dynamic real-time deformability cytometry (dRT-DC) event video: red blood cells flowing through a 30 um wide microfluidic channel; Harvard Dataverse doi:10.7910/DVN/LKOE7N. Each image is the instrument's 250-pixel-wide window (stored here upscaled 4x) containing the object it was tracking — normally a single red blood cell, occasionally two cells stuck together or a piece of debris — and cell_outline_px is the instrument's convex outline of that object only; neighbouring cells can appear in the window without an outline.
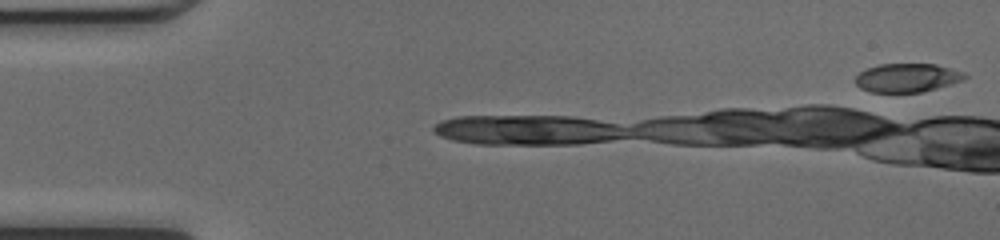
{"species": "common noctule bat (a hibernating species)", "species_latin": "Nyctalus noctula", "temperature_condition": "cold", "stored_images_in_passage": 11, "camera_frame_rate_fps": 3000, "um_per_image_px": 0.085, "animal": {"sex": "female", "body_mass_g": 17.0, "forearm_length_mm": 48.0}, "frame": {"image": 1, "passage_image": 1, "time_ms": 0.0, "image_size_px": [1000, 240], "cell_outline_px": [[968, 76], [960, 80], [936, 88], [920, 92], [872, 92], [860, 88], [856, 84], [856, 76], [860, 72], [868, 68], [880, 64], [936, 64], [964, 72]], "centroid_in_image_um": [77.08, 6.6], "position_along_channel_um": 7.9, "area_um2": 17.98}}